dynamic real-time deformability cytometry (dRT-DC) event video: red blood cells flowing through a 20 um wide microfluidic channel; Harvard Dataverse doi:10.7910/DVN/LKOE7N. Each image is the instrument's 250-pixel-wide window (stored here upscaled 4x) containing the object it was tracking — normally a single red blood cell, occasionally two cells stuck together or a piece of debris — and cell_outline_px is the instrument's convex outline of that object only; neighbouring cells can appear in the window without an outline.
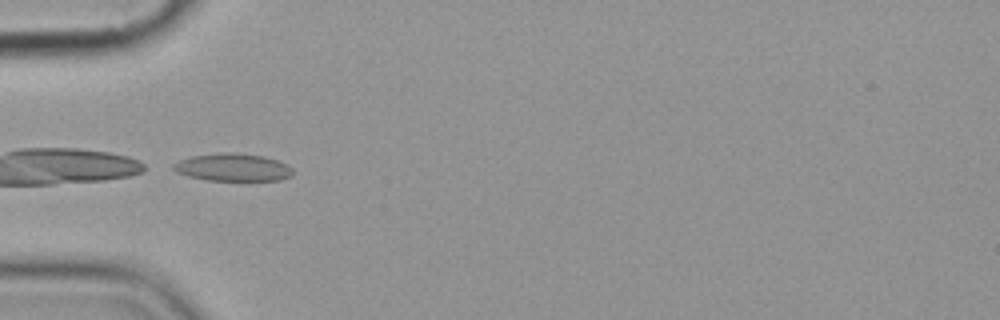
{"species": "common noctule bat (a hibernating species)", "species_latin": "Nyctalus noctula", "temperature_condition": "cold", "stored_images_in_passage": 6, "camera_frame_rate_fps": 3000, "um_per_image_px": 0.085, "animal": {"sex": "female", "body_mass_g": 19.9}, "frame": {"image": 1, "passage_image": 5, "time_ms": 5.0, "image_size_px": [1000, 320], "cell_outline_px": [[292, 176], [280, 180], [208, 180], [188, 176], [176, 172], [172, 168], [172, 164], [180, 160], [192, 156], [220, 152], [232, 152], [264, 156], [288, 164], [292, 168]], "centroid_in_image_um": [19.79, 14.22], "position_along_channel_um": 65.2, "area_um2": 19.25}}
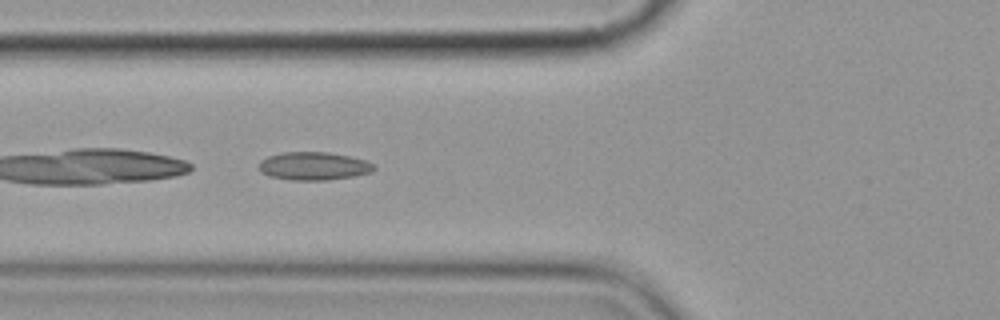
{"frame": {"image": 2, "passage_image": 6, "time_ms": 6.0, "image_size_px": [1000, 320], "cell_outline_px": [[376, 168], [372, 172], [356, 176], [328, 180], [288, 180], [268, 176], [260, 172], [260, 160], [268, 156], [284, 152], [328, 152], [348, 156], [364, 160], [372, 164]], "centroid_in_image_um": [26.65, 14.12], "position_along_channel_um": 99.2, "area_um2": 18.9}}